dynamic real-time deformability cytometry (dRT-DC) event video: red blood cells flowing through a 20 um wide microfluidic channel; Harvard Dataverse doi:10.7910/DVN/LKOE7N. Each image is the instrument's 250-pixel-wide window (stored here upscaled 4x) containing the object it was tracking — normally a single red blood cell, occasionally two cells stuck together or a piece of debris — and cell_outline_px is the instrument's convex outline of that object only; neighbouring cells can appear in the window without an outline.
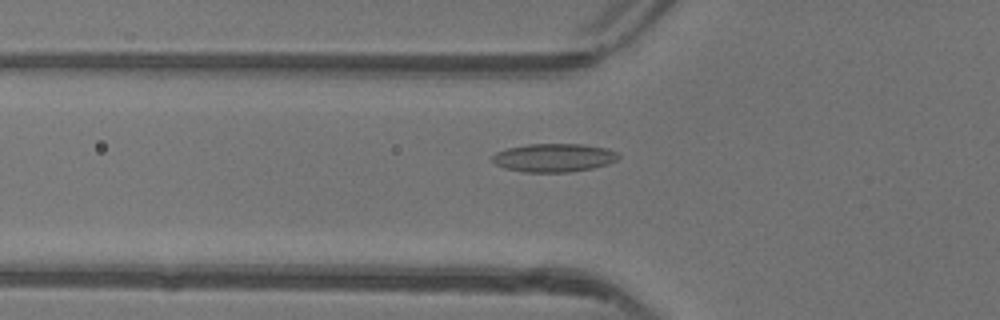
{"species": "common noctule bat (a hibernating species)", "species_latin": "Nyctalus noctula", "temperature_condition": "warm", "stored_images_in_passage": 51, "camera_frame_rate_fps": 3000, "um_per_image_px": 0.085, "animal": {"sex": "female"}, "frame": {"image": 1, "passage_image": 19, "time_ms": 6.0, "image_size_px": [1000, 320], "cell_outline_px": [[620, 156], [616, 160], [608, 164], [592, 168], [568, 172], [524, 172], [504, 168], [496, 164], [492, 160], [492, 156], [496, 152], [508, 148], [528, 144], [584, 144], [608, 148], [616, 152]], "centroid_in_image_um": [47.09, 13.4], "position_along_channel_um": 78.7, "area_um2": 20.87}}
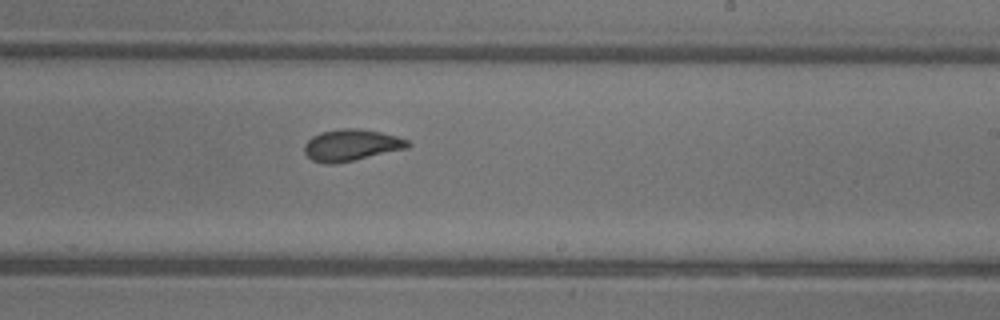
{"frame": {"image": 2, "passage_image": 32, "time_ms": 10.333, "image_size_px": [1000, 320], "cell_outline_px": [[412, 144], [408, 148], [336, 164], [324, 164], [312, 160], [304, 152], [304, 144], [312, 136], [320, 132], [340, 128], [356, 128], [380, 132], [396, 136], [408, 140]], "centroid_in_image_um": [29.85, 12.34], "position_along_channel_um": 259.2, "area_um2": 19.13}}
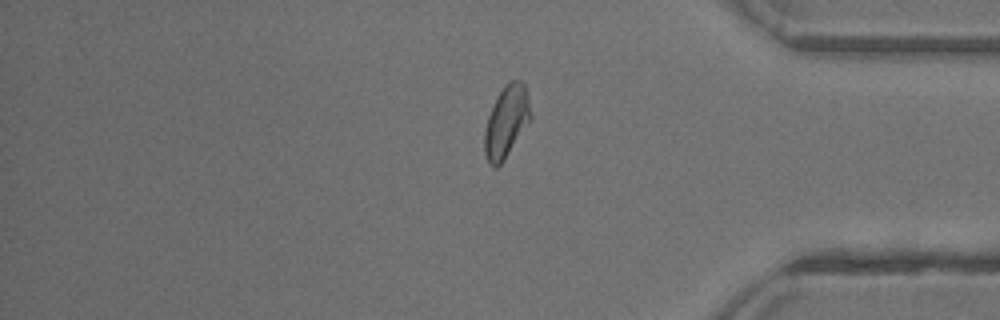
{"frame": {"image": 3, "passage_image": 43, "time_ms": 14.0, "image_size_px": [1000, 320], "cell_outline_px": [[532, 120], [504, 160], [496, 168], [492, 168], [488, 164], [484, 156], [484, 132], [488, 116], [504, 84], [512, 80], [520, 80], [524, 84], [528, 96], [532, 116]], "centroid_in_image_um": [43.05, 10.39], "position_along_channel_um": 392.1, "area_um2": 19.54}, "authors_computed_cell_mechanics": {"area_um2": 19.1896, "velocity_mm_per_s": 4.1381, "shape_relaxation_time_tau1_ms": 9.7061, "shape_relaxation_time_tau2_ms": 1.3863, "deformation_change_tau1": 0.2096, "deformation_change_tau2": 0.0756}}